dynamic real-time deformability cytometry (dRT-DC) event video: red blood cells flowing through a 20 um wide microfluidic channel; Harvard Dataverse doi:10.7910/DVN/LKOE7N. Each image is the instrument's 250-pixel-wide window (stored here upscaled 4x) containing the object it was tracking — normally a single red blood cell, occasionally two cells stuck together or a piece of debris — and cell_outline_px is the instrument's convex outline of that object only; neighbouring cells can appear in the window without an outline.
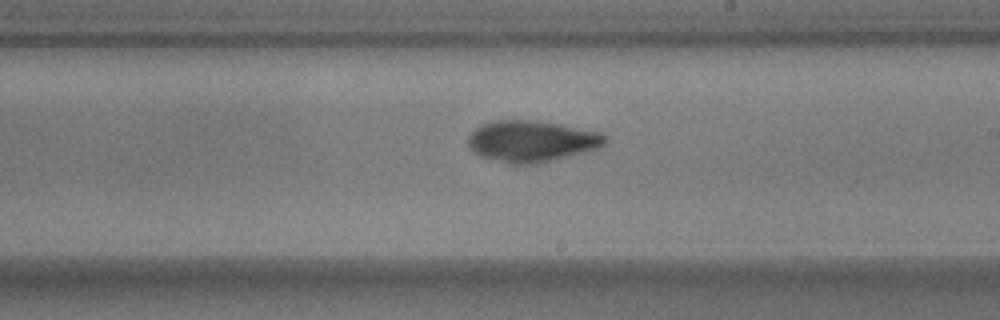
{"species": "common noctule bat (a hibernating species)", "species_latin": "Nyctalus noctula", "temperature_condition": "warm", "stored_images_in_passage": 21, "camera_frame_rate_fps": 3000, "um_per_image_px": 0.085, "animal": {"sex": "male", "body_mass_g": 17.9}, "frame": {"image": 1, "passage_image": 16, "time_ms": 5.0, "image_size_px": [1000, 320], "cell_outline_px": [[608, 140], [604, 144], [596, 148], [540, 164], [508, 164], [480, 156], [468, 148], [468, 136], [476, 128], [484, 124], [496, 120], [536, 120], [560, 124], [600, 132], [608, 136]], "centroid_in_image_um": [45.17, 12.01], "position_along_channel_um": 243.8, "area_um2": 33.06}}